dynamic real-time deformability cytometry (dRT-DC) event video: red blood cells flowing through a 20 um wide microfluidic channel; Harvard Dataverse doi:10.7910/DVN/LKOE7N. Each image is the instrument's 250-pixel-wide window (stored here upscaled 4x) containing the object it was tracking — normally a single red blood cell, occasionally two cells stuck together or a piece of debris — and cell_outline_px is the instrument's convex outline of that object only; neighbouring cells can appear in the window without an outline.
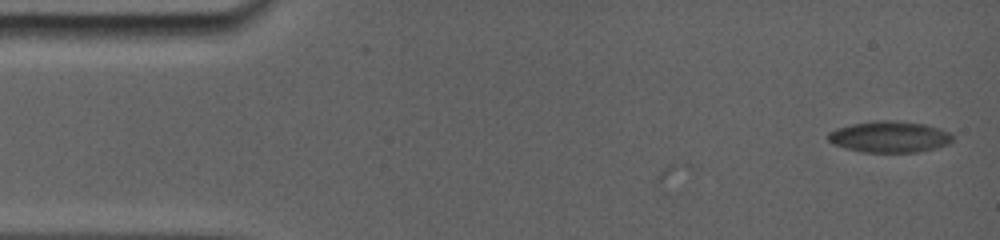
{"species": "common noctule bat (a hibernating species)", "species_latin": "Nyctalus noctula", "temperature_condition": "room temperature", "stored_images_in_passage": 4, "camera_frame_rate_fps": 5000, "um_per_image_px": 0.085, "animal": {"sex": "female", "body_mass_g": 19.0, "forearm_length_mm": 56.7}, "frame": {"image": 1, "passage_image": 4, "time_ms": 1.8, "image_size_px": [1000, 240], "cell_outline_px": [[952, 140], [940, 144], [900, 152], [876, 152], [856, 148], [840, 144], [828, 140], [828, 132], [840, 128], [856, 124], [920, 124], [936, 128], [948, 132], [952, 136]], "centroid_in_image_um": [75.57, 11.64], "position_along_channel_um": 9.4, "area_um2": 19.42}}